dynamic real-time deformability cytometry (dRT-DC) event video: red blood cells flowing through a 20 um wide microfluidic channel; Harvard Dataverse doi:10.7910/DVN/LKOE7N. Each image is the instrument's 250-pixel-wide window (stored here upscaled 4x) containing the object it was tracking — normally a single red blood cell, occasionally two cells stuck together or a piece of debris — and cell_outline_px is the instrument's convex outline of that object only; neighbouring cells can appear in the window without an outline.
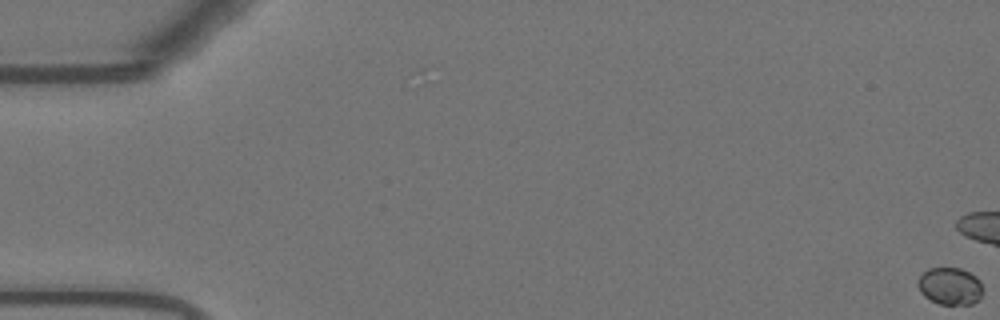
{"species": "Egyptian fruit bat (a non-hibernating species)", "species_latin": "Rousettus aegyptiacus", "temperature_condition": "warm", "stored_images_in_passage": 9, "camera_frame_rate_fps": 3000, "um_per_image_px": 0.085, "animal": {"sex": "female"}, "frame": {"image": 1, "passage_image": 1, "time_ms": 0.0, "image_size_px": [1000, 320], "cell_outline_px": [[984, 292], [972, 304], [940, 304], [924, 296], [920, 292], [916, 284], [916, 280], [928, 268], [960, 268], [976, 276], [980, 280], [984, 288]], "centroid_in_image_um": [80.75, 24.31], "position_along_channel_um": 4.2, "area_um2": 14.22}}